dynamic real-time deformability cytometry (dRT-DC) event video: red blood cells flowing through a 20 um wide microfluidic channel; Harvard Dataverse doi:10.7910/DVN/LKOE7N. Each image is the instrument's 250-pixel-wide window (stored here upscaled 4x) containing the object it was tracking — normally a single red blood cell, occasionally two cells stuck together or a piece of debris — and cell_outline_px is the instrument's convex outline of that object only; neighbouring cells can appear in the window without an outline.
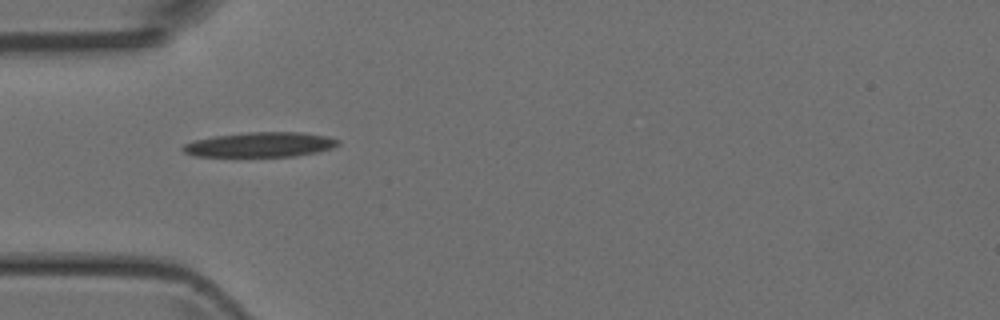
{"species": "Egyptian fruit bat (a non-hibernating species)", "species_latin": "Rousettus aegyptiacus", "temperature_condition": "room temperature", "stored_images_in_passage": 2, "camera_frame_rate_fps": 3000, "um_per_image_px": 0.085, "animal": {"sex": "female"}, "frame": {"image": 1, "passage_image": 1, "time_ms": 0.0, "image_size_px": [1000, 320], "cell_outline_px": [[340, 144], [332, 148], [316, 152], [296, 156], [192, 156], [184, 152], [180, 148], [184, 144], [192, 140], [212, 136], [248, 132], [300, 132], [328, 136], [340, 140]], "centroid_in_image_um": [22.1, 12.29], "position_along_channel_um": 62.9, "area_um2": 22.6}}
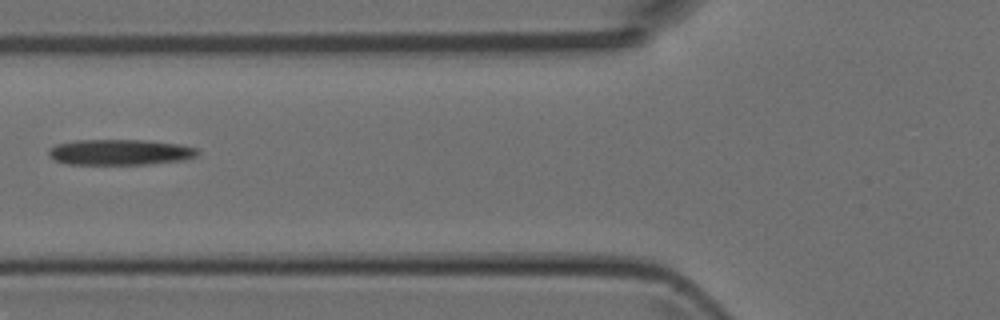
{"frame": {"image": 2, "passage_image": 2, "time_ms": 1.333, "image_size_px": [1000, 320], "cell_outline_px": [[200, 152], [196, 156], [184, 160], [148, 164], [68, 164], [56, 160], [48, 156], [48, 148], [56, 144], [72, 140], [144, 140], [180, 144], [196, 148]], "centroid_in_image_um": [10.18, 12.93], "position_along_channel_um": 115.6, "area_um2": 22.43}}